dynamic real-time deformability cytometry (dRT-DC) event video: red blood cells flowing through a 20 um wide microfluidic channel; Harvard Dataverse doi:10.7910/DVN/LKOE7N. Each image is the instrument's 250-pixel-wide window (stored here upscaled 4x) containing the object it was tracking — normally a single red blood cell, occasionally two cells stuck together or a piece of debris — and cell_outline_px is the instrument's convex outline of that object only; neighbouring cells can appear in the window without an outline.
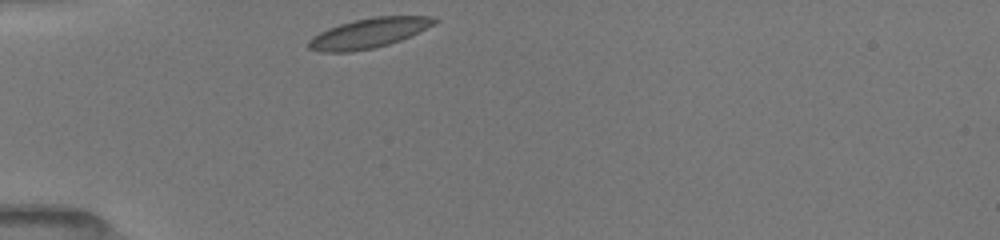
{"species": "common noctule bat (a hibernating species)", "species_latin": "Nyctalus noctula", "temperature_condition": "room temperature", "stored_images_in_passage": 11, "camera_frame_rate_fps": 3000, "um_per_image_px": 0.085, "animal": {"sex": "female", "body_mass_g": 19.5, "forearm_length_mm": 54.1}, "frame": {"image": 1, "passage_image": 1, "time_ms": 0.0, "image_size_px": [1000, 240], "cell_outline_px": [[440, 20], [400, 40], [388, 44], [372, 48], [352, 52], [320, 52], [308, 48], [308, 40], [312, 36], [328, 28], [340, 24], [356, 20], [376, 16], [432, 16]], "centroid_in_image_um": [31.28, 2.82], "position_along_channel_um": 53.7, "area_um2": 21.5}}
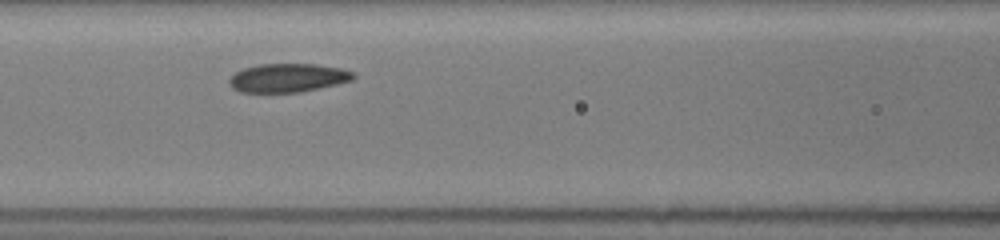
{"frame": {"image": 2, "passage_image": 6, "time_ms": 2.667, "image_size_px": [1000, 240], "cell_outline_px": [[356, 76], [352, 80], [336, 84], [300, 92], [240, 92], [232, 88], [228, 84], [228, 80], [236, 72], [244, 68], [260, 64], [316, 64], [340, 68], [352, 72]], "centroid_in_image_um": [24.44, 6.62], "position_along_channel_um": 142.2, "area_um2": 20.58}}
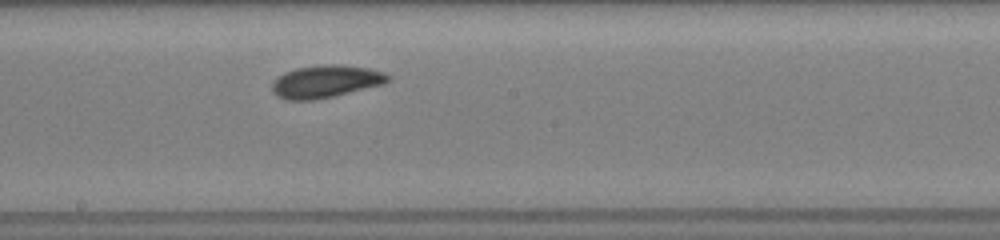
{"frame": {"image": 3, "passage_image": 9, "time_ms": 4.667, "image_size_px": [1000, 240], "cell_outline_px": [[392, 76], [384, 84], [316, 100], [288, 100], [276, 96], [272, 92], [272, 84], [280, 76], [296, 68], [324, 64], [344, 64], [368, 68], [384, 72]], "centroid_in_image_um": [27.72, 6.92], "position_along_channel_um": 220.5, "area_um2": 21.91}}